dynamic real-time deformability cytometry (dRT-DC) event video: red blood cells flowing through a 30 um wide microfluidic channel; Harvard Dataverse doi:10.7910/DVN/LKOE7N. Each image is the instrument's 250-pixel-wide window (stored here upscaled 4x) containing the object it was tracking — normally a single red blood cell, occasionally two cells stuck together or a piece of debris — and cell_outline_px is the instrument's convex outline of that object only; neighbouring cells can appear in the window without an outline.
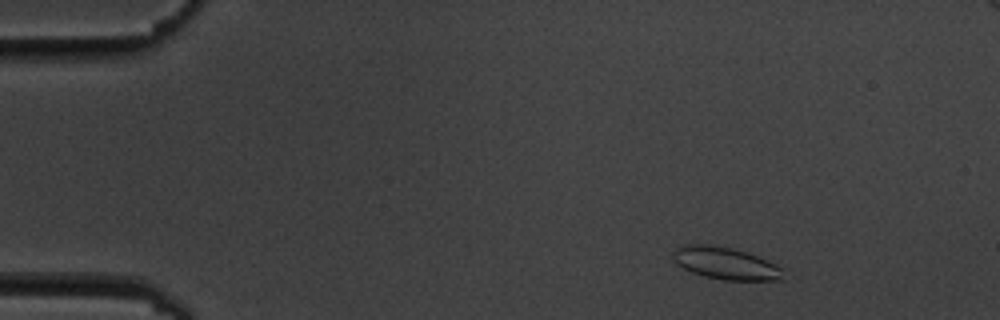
{"species": "common noctule bat (a hibernating species)", "species_latin": "Nyctalus noctula", "temperature_condition": "cold", "stored_images_in_passage": 5, "camera_frame_rate_fps": 3000, "um_per_image_px": 0.085, "animal": {"sex": "male", "body_mass_g": 19.5, "forearm_length_mm": 54.6}, "frame": {"image": 1, "passage_image": 1, "time_ms": 0.0, "image_size_px": [1000, 320], "cell_outline_px": [[784, 280], [724, 280], [704, 276], [692, 272], [684, 268], [672, 256], [676, 248], [684, 244], [712, 244], [732, 248], [756, 256], [784, 268]], "centroid_in_image_um": [61.71, 22.38], "position_along_channel_um": 23.3, "area_um2": 20.52}}